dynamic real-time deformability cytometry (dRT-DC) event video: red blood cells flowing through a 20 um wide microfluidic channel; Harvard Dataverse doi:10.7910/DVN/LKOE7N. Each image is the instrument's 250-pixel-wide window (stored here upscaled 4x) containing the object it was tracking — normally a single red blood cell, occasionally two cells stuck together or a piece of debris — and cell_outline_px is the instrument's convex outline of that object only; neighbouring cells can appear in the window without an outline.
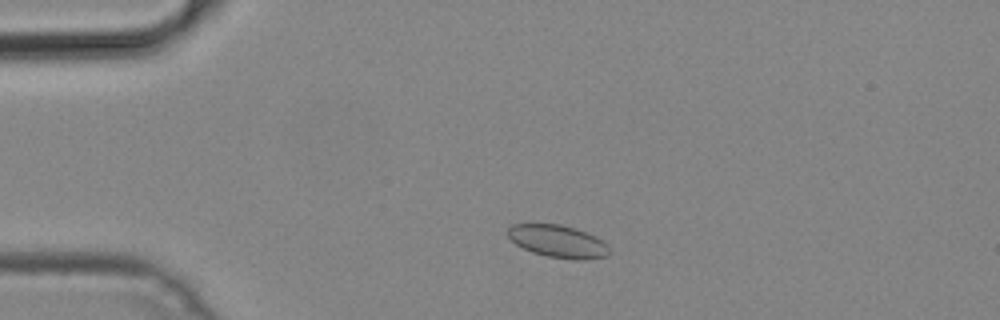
{"species": "common noctule bat (a hibernating species)", "species_latin": "Nyctalus noctula", "temperature_condition": "cold", "stored_images_in_passage": 41, "camera_frame_rate_fps": 3000, "um_per_image_px": 0.085, "animal": {"sex": "male", "body_mass_g": 19.2, "forearm_length_mm": 51.8}, "frame": {"image": 1, "passage_image": 1, "time_ms": 0.0, "image_size_px": [1000, 320], "cell_outline_px": [[612, 252], [608, 256], [584, 260], [576, 260], [548, 256], [532, 252], [516, 244], [508, 236], [508, 228], [512, 224], [560, 224], [576, 228], [596, 236]], "centroid_in_image_um": [47.44, 20.51], "position_along_channel_um": 37.6, "area_um2": 19.13}}
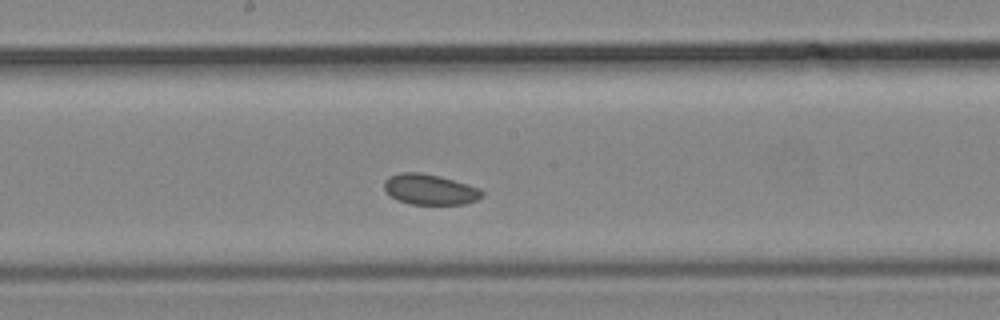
{"frame": {"image": 2, "passage_image": 17, "time_ms": 5.333, "image_size_px": [1000, 320], "cell_outline_px": [[484, 196], [476, 200], [464, 204], [412, 204], [396, 200], [384, 188], [384, 180], [388, 176], [400, 172], [420, 172], [440, 176], [480, 188], [484, 192]], "centroid_in_image_um": [36.54, 16.09], "position_along_channel_um": 211.7, "area_um2": 17.46}}
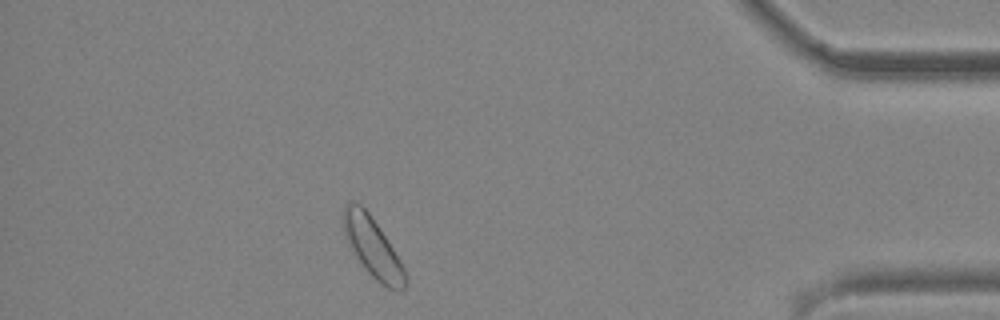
{"frame": {"image": 3, "passage_image": 35, "time_ms": 11.333, "image_size_px": [1000, 320], "cell_outline_px": [[408, 284], [400, 292], [396, 292], [380, 284], [368, 272], [356, 256], [348, 244], [344, 236], [344, 204], [348, 200], [352, 200], [360, 204], [368, 212], [400, 260], [404, 268], [408, 280]], "centroid_in_image_um": [31.69, 21.06], "position_along_channel_um": 403.5, "area_um2": 21.33}}